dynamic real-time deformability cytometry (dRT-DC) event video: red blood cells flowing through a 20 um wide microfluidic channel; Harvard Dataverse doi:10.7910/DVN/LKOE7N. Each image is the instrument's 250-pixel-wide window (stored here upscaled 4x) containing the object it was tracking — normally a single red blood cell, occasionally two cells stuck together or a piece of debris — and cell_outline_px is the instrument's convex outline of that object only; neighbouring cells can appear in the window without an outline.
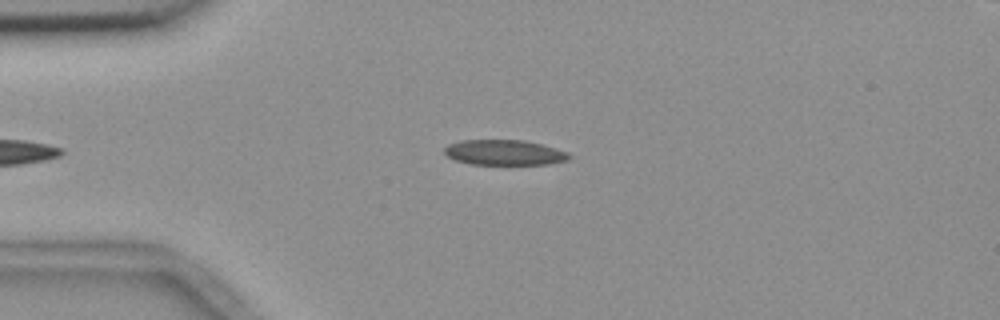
{"species": "common noctule bat (a hibernating species)", "species_latin": "Nyctalus noctula", "temperature_condition": "room temperature", "stored_images_in_passage": 39, "camera_frame_rate_fps": 3000, "um_per_image_px": 0.085, "animal": {"sex": "female", "body_mass_g": 18.4}, "frame": {"image": 1, "passage_image": 2, "time_ms": 0.333, "image_size_px": [1000, 320], "cell_outline_px": [[572, 156], [568, 160], [548, 164], [472, 164], [456, 160], [448, 156], [444, 152], [444, 148], [448, 144], [460, 140], [524, 140], [556, 148], [568, 152]], "centroid_in_image_um": [42.88, 12.96], "position_along_channel_um": 42.1, "area_um2": 18.32}}
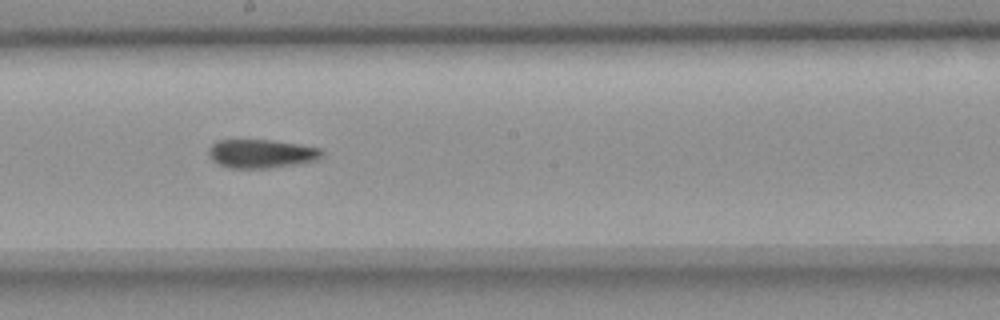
{"frame": {"image": 2, "passage_image": 19, "time_ms": 6.0, "image_size_px": [1000, 320], "cell_outline_px": [[324, 156], [316, 160], [300, 164], [268, 168], [228, 168], [216, 164], [208, 156], [208, 148], [212, 144], [220, 140], [272, 140], [320, 148], [324, 152]], "centroid_in_image_um": [22.2, 13.07], "position_along_channel_um": 226.0, "area_um2": 19.13}}
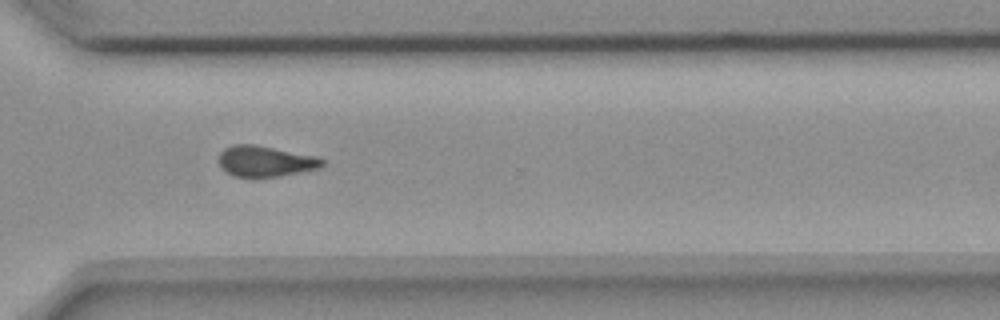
{"frame": {"image": 3, "passage_image": 29, "time_ms": 9.333, "image_size_px": [1000, 320], "cell_outline_px": [[324, 164], [320, 168], [280, 176], [252, 180], [232, 176], [224, 172], [220, 168], [220, 152], [224, 148], [232, 144], [252, 144], [316, 156], [324, 160]], "centroid_in_image_um": [22.5, 13.75], "position_along_channel_um": 348.1, "area_um2": 19.13}, "authors_computed_cell_mechanics": {"area_um2": 18.9584, "velocity_mm_per_s": 3.6551, "shape_relaxation_time_tau1_ms": null, "shape_relaxation_time_tau2_ms": 9.0632, "deformation_change_tau1": null, "deformation_change_tau2": 0.1592}}